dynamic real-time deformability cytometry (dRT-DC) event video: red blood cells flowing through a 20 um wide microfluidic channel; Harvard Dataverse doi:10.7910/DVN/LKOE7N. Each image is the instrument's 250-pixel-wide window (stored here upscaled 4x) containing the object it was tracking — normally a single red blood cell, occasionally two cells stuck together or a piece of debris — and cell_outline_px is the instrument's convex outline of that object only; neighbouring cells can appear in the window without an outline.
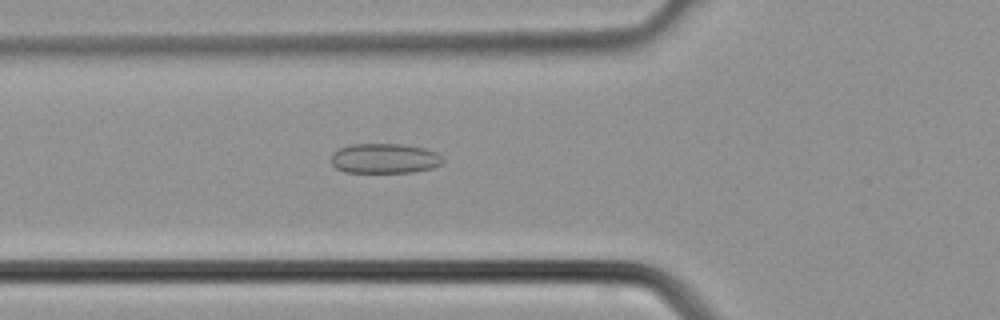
{"species": "common noctule bat (a hibernating species)", "species_latin": "Nyctalus noctula", "temperature_condition": "cold", "stored_images_in_passage": 27, "camera_frame_rate_fps": 3000, "um_per_image_px": 0.085, "animal": {"sex": "male", "body_mass_g": 21.5, "forearm_length_mm": 52.0}, "frame": {"image": 1, "passage_image": 3, "time_ms": 0.667, "image_size_px": [1000, 320], "cell_outline_px": [[444, 160], [440, 164], [432, 168], [412, 172], [344, 172], [336, 168], [332, 164], [332, 152], [340, 148], [352, 144], [400, 144], [424, 148], [436, 152], [444, 156]], "centroid_in_image_um": [32.7, 13.46], "position_along_channel_um": 93.1, "area_um2": 19.48}}
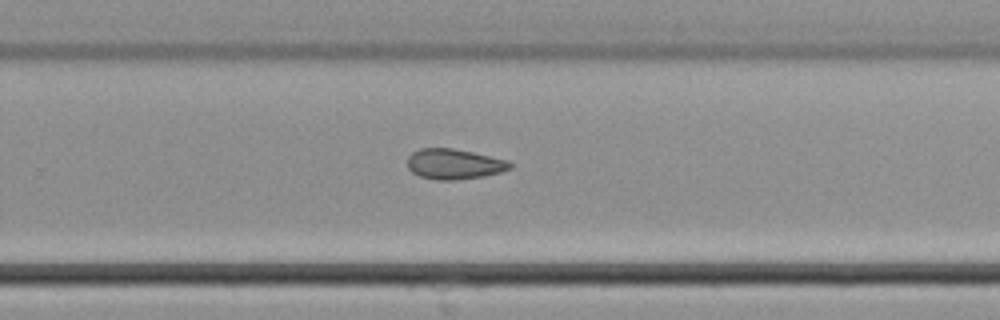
{"frame": {"image": 2, "passage_image": 14, "time_ms": 4.333, "image_size_px": [1000, 320], "cell_outline_px": [[512, 168], [500, 172], [484, 176], [456, 180], [436, 180], [420, 176], [412, 172], [408, 168], [408, 156], [412, 152], [420, 148], [452, 148], [472, 152], [508, 160], [512, 164]], "centroid_in_image_um": [38.6, 13.94], "position_along_channel_um": 291.2, "area_um2": 18.15}}
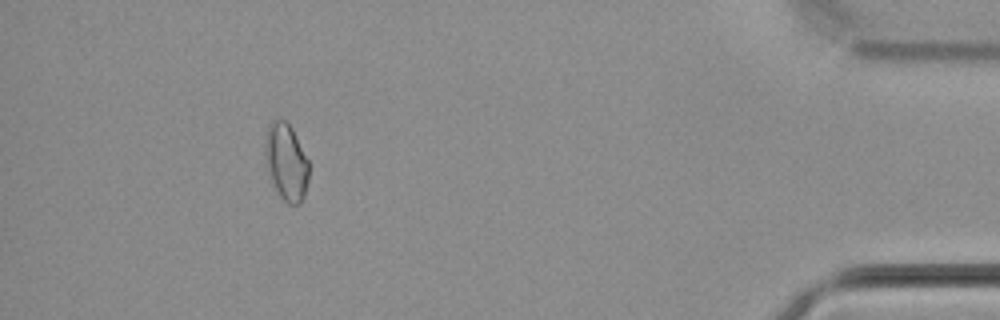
{"frame": {"image": 3, "passage_image": 24, "time_ms": 7.667, "image_size_px": [1000, 320], "cell_outline_px": [[308, 180], [304, 196], [300, 204], [288, 204], [280, 196], [272, 184], [264, 164], [264, 144], [268, 124], [276, 120], [284, 120], [292, 128], [308, 160]], "centroid_in_image_um": [24.29, 13.78], "position_along_channel_um": 410.9, "area_um2": 19.83}}